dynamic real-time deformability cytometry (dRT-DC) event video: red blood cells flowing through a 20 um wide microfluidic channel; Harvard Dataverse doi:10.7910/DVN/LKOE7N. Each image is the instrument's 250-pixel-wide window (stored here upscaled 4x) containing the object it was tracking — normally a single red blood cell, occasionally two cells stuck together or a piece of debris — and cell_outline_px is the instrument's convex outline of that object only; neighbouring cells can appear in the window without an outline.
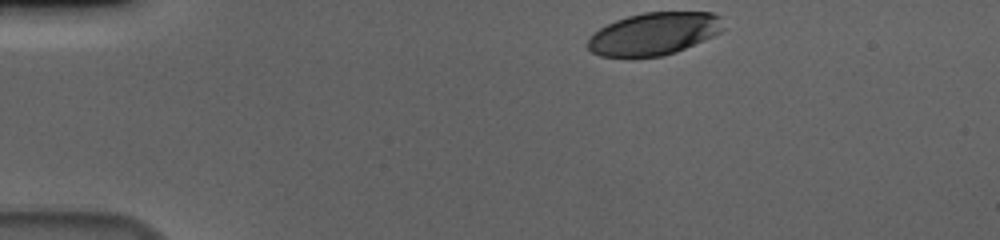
{"species": "human", "species_latin": "Homo sapiens", "temperature_condition": "cold", "stored_images_in_passage": 38, "camera_frame_rate_fps": 3000, "um_per_image_px": 0.085, "donor": {"sex": "male"}, "frame": {"image": 1, "passage_image": 1, "time_ms": 0.0, "image_size_px": [1000, 240], "cell_outline_px": [[724, 28], [720, 32], [704, 40], [676, 52], [660, 56], [600, 56], [592, 52], [588, 48], [588, 40], [600, 28], [616, 20], [628, 16], [644, 12], [712, 12], [720, 16]], "centroid_in_image_um": [55.62, 2.85], "position_along_channel_um": 29.4, "area_um2": 33.18}}
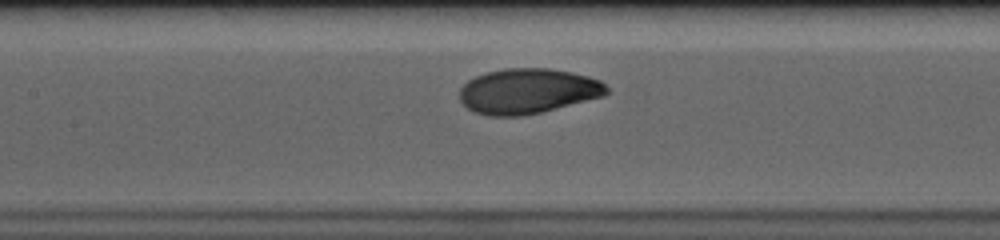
{"frame": {"image": 2, "passage_image": 18, "time_ms": 5.667, "image_size_px": [1000, 240], "cell_outline_px": [[608, 92], [604, 96], [540, 112], [520, 116], [492, 116], [476, 112], [468, 108], [460, 100], [460, 88], [468, 80], [476, 76], [488, 72], [504, 68], [548, 68], [572, 72], [588, 76], [600, 80], [608, 88]], "centroid_in_image_um": [44.87, 7.73], "position_along_channel_um": 162.5, "area_um2": 38.49}}
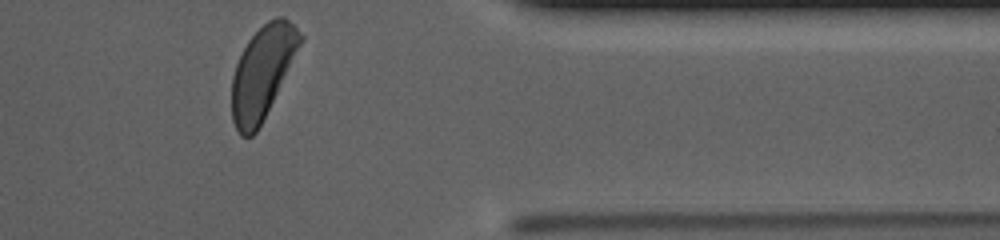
{"frame": {"image": 3, "passage_image": 38, "time_ms": 12.333, "image_size_px": [1000, 240], "cell_outline_px": [[304, 40], [256, 132], [252, 136], [240, 136], [232, 120], [232, 76], [236, 64], [248, 40], [268, 20], [276, 16], [284, 16], [304, 36]], "centroid_in_image_um": [22.31, 6.12], "position_along_channel_um": 389.1, "area_um2": 36.3}, "authors_computed_cell_mechanics": {"area_um2": 38.148, "velocity_mm_per_s": 3.6246, "shape_relaxation_time_tau1_ms": 2.6048, "shape_relaxation_time_tau2_ms": 3.9752, "deformation_change_tau1": 0.1331, "deformation_change_tau2": 0.0716}}